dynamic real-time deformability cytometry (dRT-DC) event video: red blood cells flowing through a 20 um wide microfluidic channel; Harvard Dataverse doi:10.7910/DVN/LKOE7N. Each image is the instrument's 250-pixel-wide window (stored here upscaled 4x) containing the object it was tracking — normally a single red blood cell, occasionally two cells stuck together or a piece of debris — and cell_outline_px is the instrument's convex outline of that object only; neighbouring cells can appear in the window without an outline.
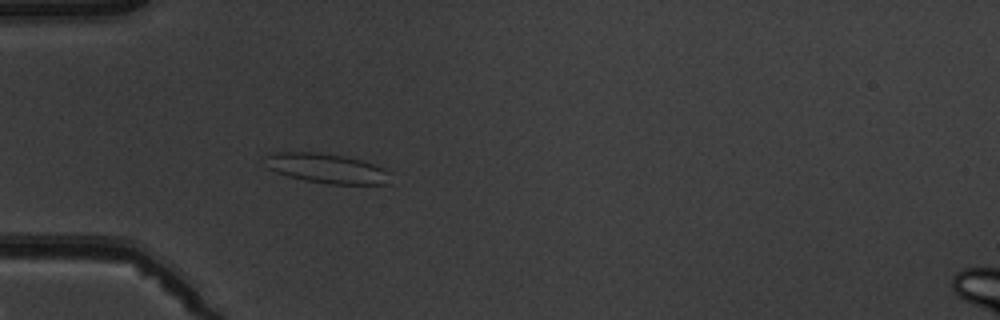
{"species": "common noctule bat (a hibernating species)", "species_latin": "Nyctalus noctula", "temperature_condition": "warm", "stored_images_in_passage": 6, "camera_frame_rate_fps": 3000, "um_per_image_px": 0.085, "animal": {"sex": "male", "body_mass_g": 19.5, "forearm_length_mm": 54.6}, "frame": {"image": 1, "passage_image": 5, "time_ms": 4.667, "image_size_px": [1000, 320], "cell_outline_px": [[392, 172], [384, 184], [328, 184], [304, 180], [288, 176], [276, 172], [268, 168], [264, 156], [272, 152], [316, 152], [344, 156], [364, 160], [376, 164]], "centroid_in_image_um": [27.77, 14.3], "position_along_channel_um": 57.2, "area_um2": 21.79}}